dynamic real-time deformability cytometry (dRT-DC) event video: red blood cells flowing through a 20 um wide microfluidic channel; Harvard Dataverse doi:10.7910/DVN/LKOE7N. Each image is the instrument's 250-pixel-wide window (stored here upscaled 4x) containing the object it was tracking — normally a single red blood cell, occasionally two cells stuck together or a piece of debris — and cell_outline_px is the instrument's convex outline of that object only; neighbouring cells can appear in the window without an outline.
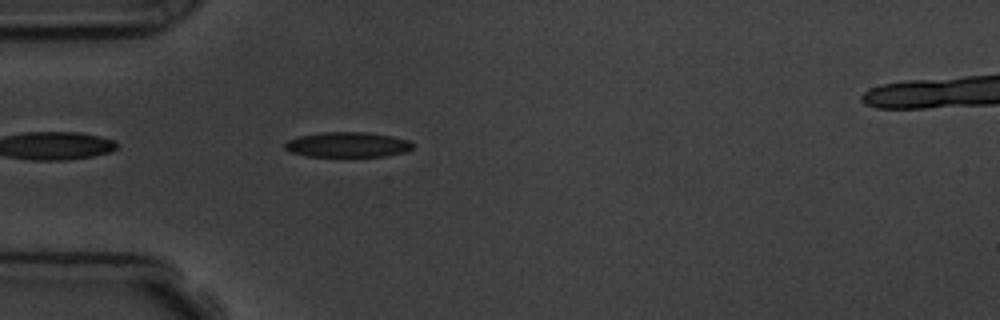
{"species": "common noctule bat (a hibernating species)", "species_latin": "Nyctalus noctula", "temperature_condition": "room temperature", "stored_images_in_passage": 2, "camera_frame_rate_fps": 3000, "um_per_image_px": 0.085, "animal": {"sex": "male", "body_mass_g": 19.5, "forearm_length_mm": 54.6}, "frame": {"image": 1, "passage_image": 2, "time_ms": 1.333, "image_size_px": [1000, 320], "cell_outline_px": [[412, 148], [408, 152], [384, 156], [308, 156], [288, 152], [284, 148], [284, 144], [288, 140], [300, 136], [324, 132], [368, 132], [392, 136], [412, 140]], "centroid_in_image_um": [29.57, 12.29], "position_along_channel_um": 55.4, "area_um2": 18.84}}